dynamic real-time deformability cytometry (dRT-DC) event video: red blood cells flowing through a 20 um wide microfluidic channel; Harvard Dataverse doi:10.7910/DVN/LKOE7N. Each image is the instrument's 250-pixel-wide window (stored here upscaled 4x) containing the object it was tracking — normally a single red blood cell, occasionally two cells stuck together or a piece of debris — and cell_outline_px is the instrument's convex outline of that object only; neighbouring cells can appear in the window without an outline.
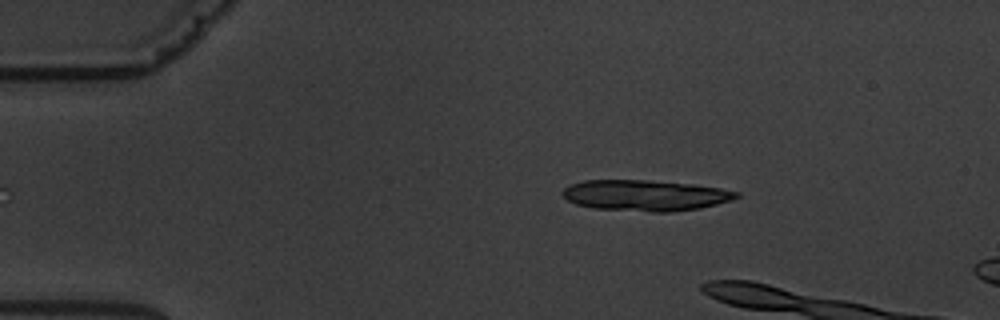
{"species": "common noctule bat (a hibernating species)", "species_latin": "Nyctalus noctula", "temperature_condition": "warm", "stored_images_in_passage": 6, "camera_frame_rate_fps": 3000, "um_per_image_px": 0.085, "animal": {"sex": "male", "body_mass_g": 19.5, "forearm_length_mm": 54.6}, "frame": {"image": 1, "passage_image": 6, "time_ms": 6.0, "image_size_px": [1000, 320], "cell_outline_px": [[740, 196], [732, 200], [700, 208], [672, 212], [652, 212], [592, 208], [576, 204], [568, 200], [564, 196], [564, 188], [572, 184], [584, 180], [648, 180], [692, 184], [720, 188], [740, 192]], "centroid_in_image_um": [54.88, 16.61], "position_along_channel_um": 30.1, "area_um2": 31.27}}